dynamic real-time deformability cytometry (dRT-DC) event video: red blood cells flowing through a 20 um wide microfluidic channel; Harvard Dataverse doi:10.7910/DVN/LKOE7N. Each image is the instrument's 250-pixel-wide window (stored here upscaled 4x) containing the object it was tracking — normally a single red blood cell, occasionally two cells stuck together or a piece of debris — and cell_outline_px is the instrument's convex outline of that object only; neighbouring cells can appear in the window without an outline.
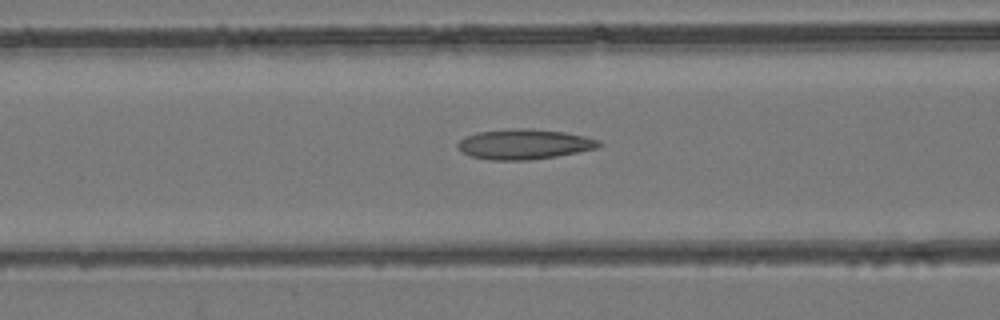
{"species": "common noctule bat (a hibernating species)", "species_latin": "Nyctalus noctula", "temperature_condition": "room temperature", "stored_images_in_passage": 30, "camera_frame_rate_fps": 3000, "um_per_image_px": 0.085, "animal": {"sex": "female", "body_mass_g": 24.6, "forearm_length_mm": 56.2}, "frame": {"image": 1, "passage_image": 10, "time_ms": 3.0, "image_size_px": [1000, 320], "cell_outline_px": [[604, 144], [596, 148], [556, 156], [528, 160], [488, 160], [472, 156], [460, 152], [456, 148], [456, 144], [464, 136], [476, 132], [508, 128], [532, 128], [564, 132], [584, 136], [600, 140]], "centroid_in_image_um": [44.5, 12.24], "position_along_channel_um": 122.1, "area_um2": 25.09}}
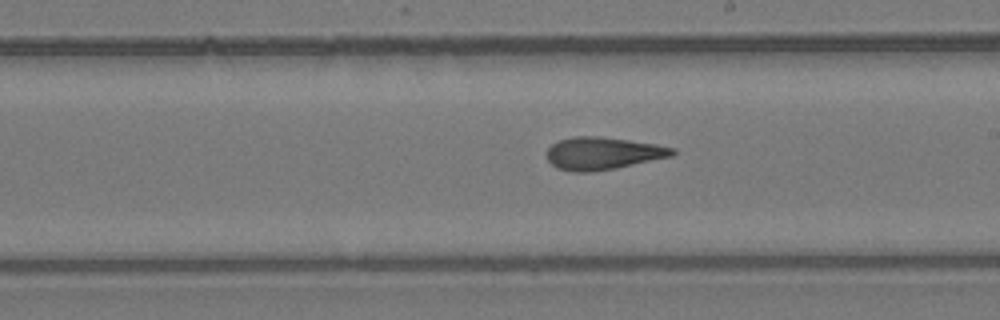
{"frame": {"image": 2, "passage_image": 18, "time_ms": 5.667, "image_size_px": [1000, 320], "cell_outline_px": [[676, 152], [672, 156], [616, 168], [588, 172], [572, 172], [556, 168], [548, 160], [548, 148], [552, 144], [560, 140], [572, 136], [596, 136], [628, 140], [656, 144], [676, 148]], "centroid_in_image_um": [51.24, 13.03], "position_along_channel_um": 237.8, "area_um2": 23.7}}
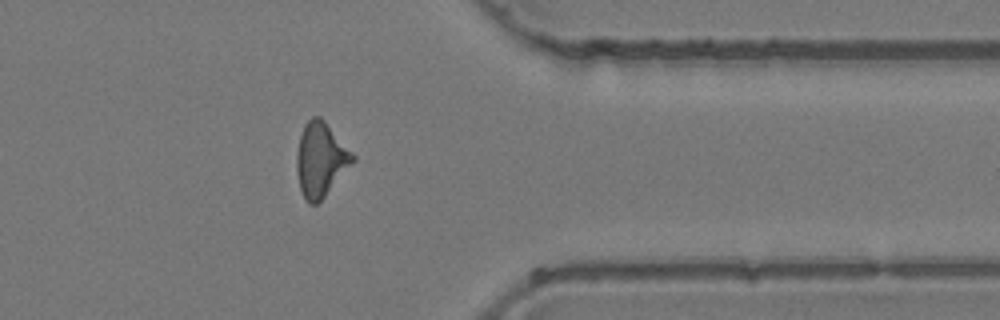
{"frame": {"image": 3, "passage_image": 29, "time_ms": 9.333, "image_size_px": [1000, 320], "cell_outline_px": [[356, 160], [324, 196], [316, 204], [308, 204], [300, 188], [296, 172], [296, 156], [300, 136], [304, 124], [312, 116], [320, 116], [324, 120], [356, 156]], "centroid_in_image_um": [27.25, 13.54], "position_along_channel_um": 384.1, "area_um2": 24.1}}